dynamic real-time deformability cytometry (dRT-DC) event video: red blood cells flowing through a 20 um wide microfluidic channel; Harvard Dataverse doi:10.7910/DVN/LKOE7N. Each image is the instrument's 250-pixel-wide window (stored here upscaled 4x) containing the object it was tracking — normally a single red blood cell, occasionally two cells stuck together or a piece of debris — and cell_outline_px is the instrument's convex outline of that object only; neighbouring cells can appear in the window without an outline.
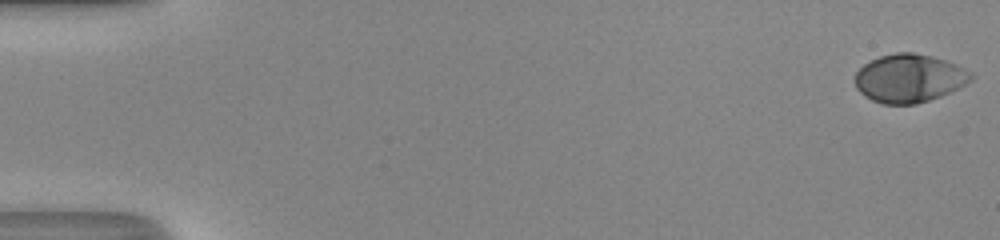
{"species": "human", "species_latin": "Homo sapiens", "temperature_condition": "room temperature", "stored_images_in_passage": 51, "camera_frame_rate_fps": 3000, "um_per_image_px": 0.085, "donor": {"sex": "male"}, "frame": {"image": 1, "passage_image": 1, "time_ms": 0.0, "image_size_px": [1000, 240], "cell_outline_px": [[976, 76], [972, 80], [960, 88], [940, 96], [916, 104], [884, 104], [872, 100], [864, 96], [856, 88], [856, 72], [864, 64], [880, 56], [896, 52], [912, 52], [932, 56], [956, 64], [972, 72]], "centroid_in_image_um": [77.31, 6.65], "position_along_channel_um": 7.7, "area_um2": 32.71}}
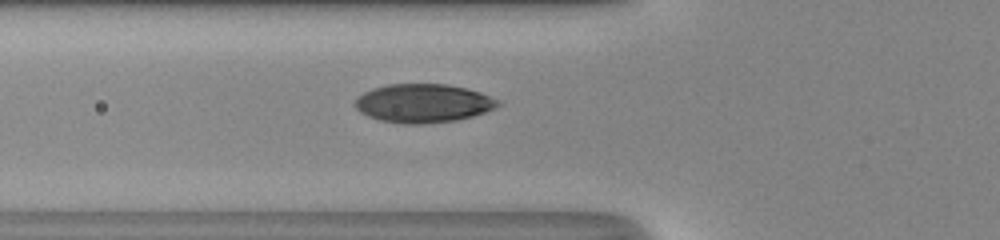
{"frame": {"image": 2, "passage_image": 20, "time_ms": 6.333, "image_size_px": [1000, 240], "cell_outline_px": [[500, 104], [496, 108], [472, 116], [456, 120], [424, 124], [404, 124], [380, 120], [368, 116], [360, 112], [352, 104], [364, 92], [372, 88], [388, 84], [444, 84], [464, 88], [480, 92], [500, 100]], "centroid_in_image_um": [35.96, 8.78], "position_along_channel_um": 89.8, "area_um2": 32.14}}
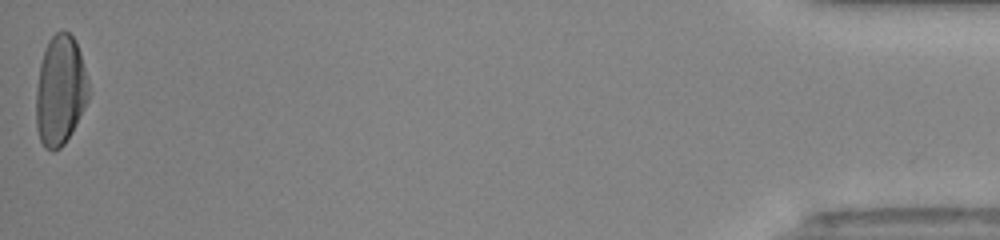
{"frame": {"image": 3, "passage_image": 51, "time_ms": 16.667, "image_size_px": [1000, 240], "cell_outline_px": [[88, 100], [72, 132], [64, 144], [60, 148], [52, 152], [44, 148], [40, 140], [36, 128], [36, 88], [40, 64], [48, 40], [56, 32], [68, 32], [76, 40], [80, 52], [88, 80]], "centroid_in_image_um": [5.11, 7.72], "position_along_channel_um": 430.1, "area_um2": 33.7}, "authors_computed_cell_mechanics": {"area_um2": 32.1368, "velocity_mm_per_s": 4.2096, "shape_relaxation_time_tau1_ms": 3.005, "shape_relaxation_time_tau2_ms": null, "deformation_change_tau1": 0.2019, "deformation_change_tau2": null}}